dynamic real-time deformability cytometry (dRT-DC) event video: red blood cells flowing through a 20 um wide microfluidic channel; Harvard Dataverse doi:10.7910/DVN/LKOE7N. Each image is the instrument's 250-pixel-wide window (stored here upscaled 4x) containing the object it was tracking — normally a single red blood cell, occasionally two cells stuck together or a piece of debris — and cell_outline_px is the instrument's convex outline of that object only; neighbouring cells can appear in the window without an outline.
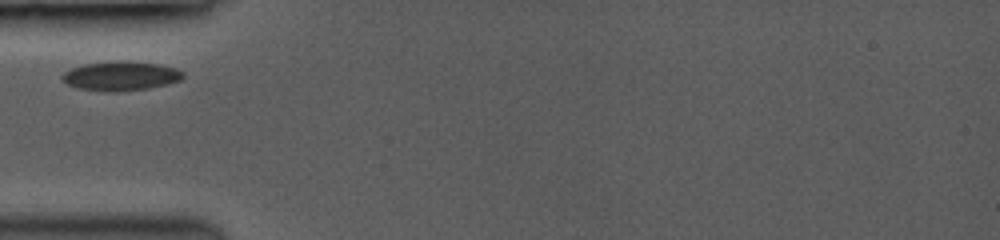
{"species": "common noctule bat (a hibernating species)", "species_latin": "Nyctalus noctula", "temperature_condition": "room temperature", "stored_images_in_passage": 3, "camera_frame_rate_fps": 3000, "um_per_image_px": 0.085, "animal": {"sex": "female", "body_mass_g": 19.0, "forearm_length_mm": 53.3}, "frame": {"image": 1, "passage_image": 1, "time_ms": 0.0, "image_size_px": [1000, 240], "cell_outline_px": [[184, 76], [180, 80], [148, 88], [112, 92], [80, 88], [68, 84], [60, 76], [64, 72], [72, 68], [84, 64], [120, 60], [156, 64], [176, 68], [184, 72]], "centroid_in_image_um": [10.26, 6.44], "position_along_channel_um": 74.7, "area_um2": 20.23}}
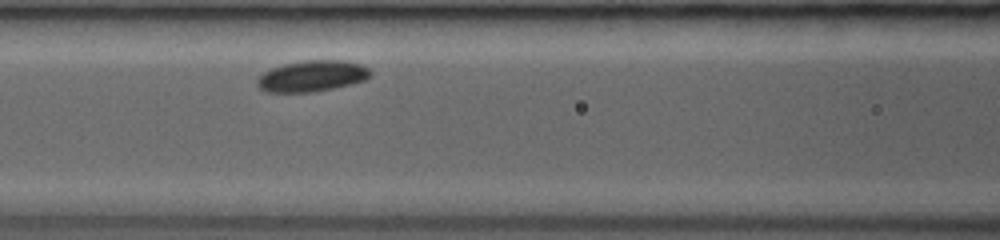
{"frame": {"image": 2, "passage_image": 3, "time_ms": 1.667, "image_size_px": [1000, 240], "cell_outline_px": [[372, 72], [368, 80], [352, 84], [312, 92], [264, 92], [256, 84], [256, 80], [264, 72], [272, 68], [284, 64], [308, 60], [344, 60], [360, 64], [368, 68]], "centroid_in_image_um": [26.55, 6.47], "position_along_channel_um": 140.1, "area_um2": 20.58}}